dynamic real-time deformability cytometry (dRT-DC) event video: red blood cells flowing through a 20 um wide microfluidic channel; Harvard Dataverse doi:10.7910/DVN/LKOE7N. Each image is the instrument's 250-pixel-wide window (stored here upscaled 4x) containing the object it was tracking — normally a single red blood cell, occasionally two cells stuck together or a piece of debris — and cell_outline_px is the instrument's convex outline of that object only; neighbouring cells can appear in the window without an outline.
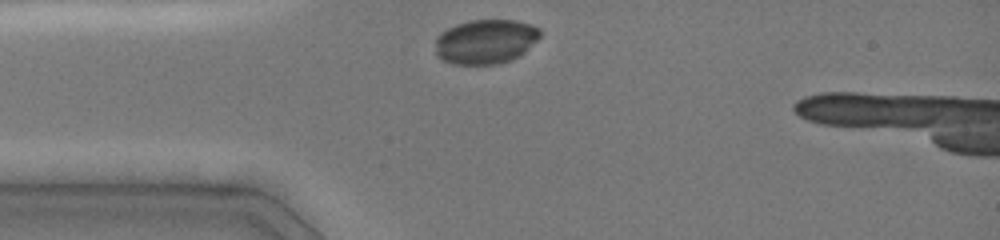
{"species": "common noctule bat (a hibernating species)", "species_latin": "Nyctalus noctula", "temperature_condition": "cold", "stored_images_in_passage": 2, "camera_frame_rate_fps": 3000, "um_per_image_px": 0.085, "animal": {"sex": "female", "body_mass_g": 19.0, "forearm_length_mm": 51.5}, "frame": {"image": 1, "passage_image": 1, "time_ms": 0.0, "image_size_px": [1000, 240], "cell_outline_px": [[540, 36], [520, 56], [512, 60], [496, 64], [452, 64], [436, 56], [436, 36], [440, 32], [456, 24], [468, 20], [516, 20], [532, 24], [540, 28]], "centroid_in_image_um": [41.27, 3.53], "position_along_channel_um": 43.7, "area_um2": 27.34}}